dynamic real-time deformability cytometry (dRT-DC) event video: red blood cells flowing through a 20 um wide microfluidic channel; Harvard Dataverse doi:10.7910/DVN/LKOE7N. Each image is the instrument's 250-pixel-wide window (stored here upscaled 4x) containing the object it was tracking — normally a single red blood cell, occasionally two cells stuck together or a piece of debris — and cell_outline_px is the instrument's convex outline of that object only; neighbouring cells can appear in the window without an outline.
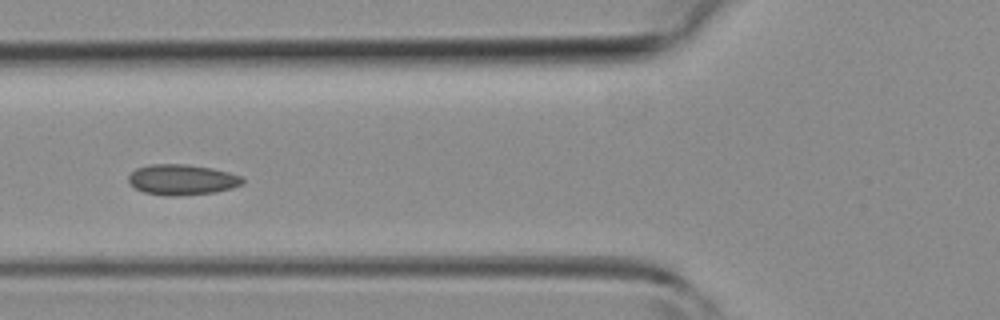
{"species": "common noctule bat (a hibernating species)", "species_latin": "Nyctalus noctula", "temperature_condition": "room temperature", "stored_images_in_passage": 4, "camera_frame_rate_fps": 3000, "um_per_image_px": 0.085, "animal": {"sex": "female", "body_mass_g": 19.3, "forearm_length_mm": 54.1}, "frame": {"image": 1, "passage_image": 4, "time_ms": 3.333, "image_size_px": [1000, 320], "cell_outline_px": [[244, 184], [232, 188], [216, 192], [180, 196], [164, 196], [144, 192], [136, 188], [128, 180], [128, 176], [136, 168], [148, 164], [188, 164], [212, 168], [228, 172], [240, 176], [244, 180]], "centroid_in_image_um": [15.48, 15.27], "position_along_channel_um": 110.3, "area_um2": 20.46}}